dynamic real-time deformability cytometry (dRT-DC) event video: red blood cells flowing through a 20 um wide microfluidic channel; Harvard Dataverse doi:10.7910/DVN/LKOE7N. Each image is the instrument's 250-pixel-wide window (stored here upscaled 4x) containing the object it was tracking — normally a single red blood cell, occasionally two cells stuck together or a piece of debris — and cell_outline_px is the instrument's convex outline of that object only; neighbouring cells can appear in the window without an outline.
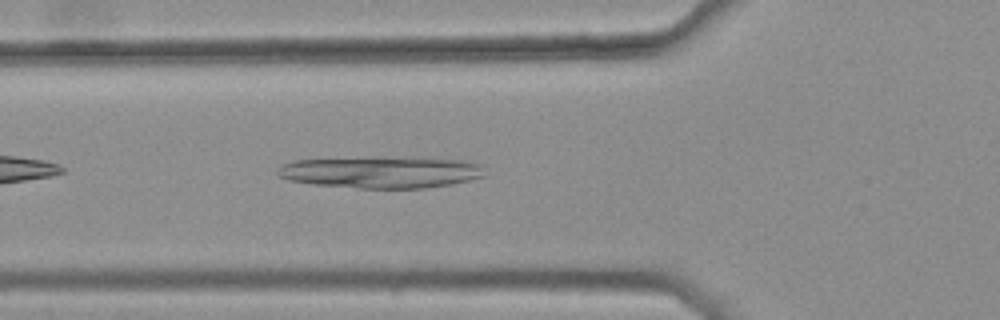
{"species": "common noctule bat (a hibernating species)", "species_latin": "Nyctalus noctula", "temperature_condition": "warm", "stored_images_in_passage": 28, "camera_frame_rate_fps": 3000, "um_per_image_px": 0.085, "animal": {"sex": "female", "body_mass_g": 25.1}, "frame": {"image": 1, "passage_image": 4, "time_ms": 1.0, "image_size_px": [1000, 320], "cell_outline_px": [[488, 176], [452, 184], [428, 188], [356, 188], [312, 184], [288, 180], [276, 176], [276, 168], [280, 164], [292, 160], [424, 156], [464, 160], [484, 164]], "centroid_in_image_um": [32.48, 14.62], "position_along_channel_um": 93.3, "area_um2": 39.48}}
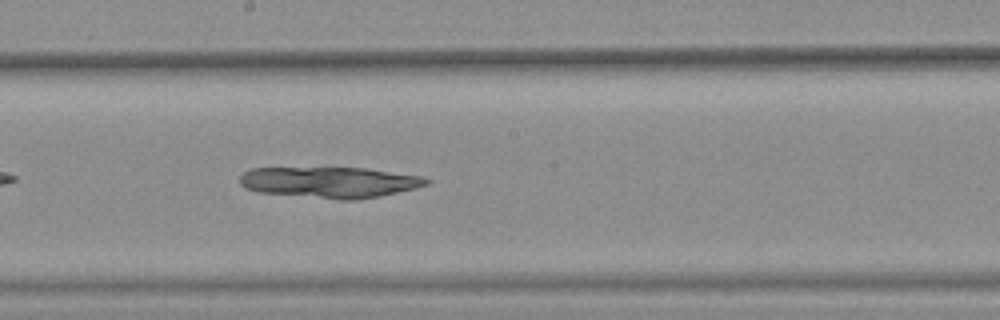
{"frame": {"image": 2, "passage_image": 14, "time_ms": 4.333, "image_size_px": [1000, 320], "cell_outline_px": [[432, 180], [428, 184], [416, 188], [356, 200], [340, 200], [260, 192], [244, 188], [240, 184], [240, 176], [244, 172], [252, 168], [364, 168], [424, 176]], "centroid_in_image_um": [28.04, 15.49], "position_along_channel_um": 220.2, "area_um2": 33.58}}
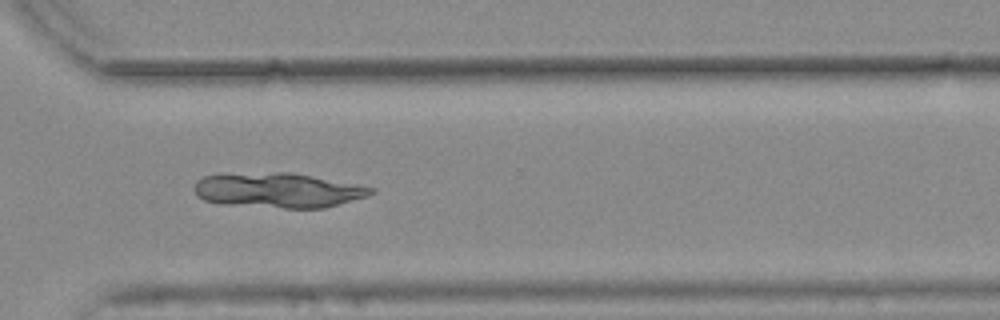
{"frame": {"image": 3, "passage_image": 24, "time_ms": 7.667, "image_size_px": [1000, 320], "cell_outline_px": [[376, 192], [368, 196], [324, 208], [284, 208], [220, 204], [204, 200], [196, 196], [196, 180], [204, 176], [280, 172], [292, 172], [360, 184], [376, 188]], "centroid_in_image_um": [23.72, 16.18], "position_along_channel_um": 346.9, "area_um2": 35.89}}